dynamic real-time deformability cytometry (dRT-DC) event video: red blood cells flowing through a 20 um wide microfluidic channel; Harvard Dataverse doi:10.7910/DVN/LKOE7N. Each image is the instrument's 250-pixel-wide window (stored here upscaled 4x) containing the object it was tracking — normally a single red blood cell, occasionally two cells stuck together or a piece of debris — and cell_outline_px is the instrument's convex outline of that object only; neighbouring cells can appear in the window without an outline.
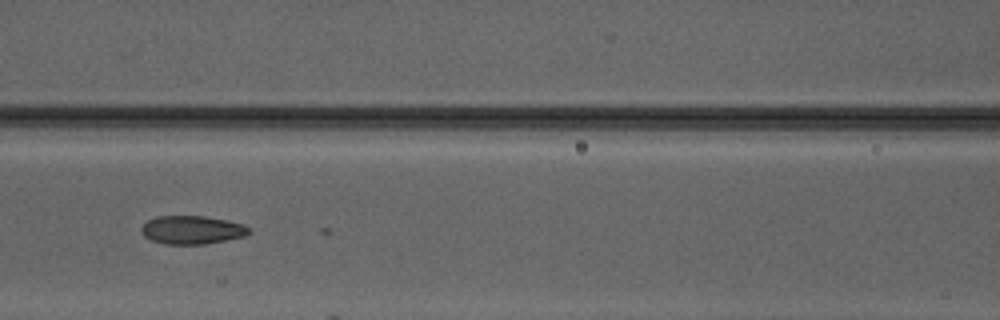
{"species": "Egyptian fruit bat (a non-hibernating species)", "species_latin": "Rousettus aegyptiacus", "temperature_condition": "warm", "stored_images_in_passage": 9, "camera_frame_rate_fps": 3000, "um_per_image_px": 0.085, "animal": {"sex": "male"}, "frame": {"image": 1, "passage_image": 7, "time_ms": 8.0, "image_size_px": [1000, 320], "cell_outline_px": [[248, 232], [244, 236], [204, 244], [164, 244], [152, 240], [144, 236], [140, 232], [140, 228], [148, 220], [156, 216], [204, 216], [244, 224], [248, 228]], "centroid_in_image_um": [16.25, 19.54], "position_along_channel_um": 150.3, "area_um2": 17.57}}